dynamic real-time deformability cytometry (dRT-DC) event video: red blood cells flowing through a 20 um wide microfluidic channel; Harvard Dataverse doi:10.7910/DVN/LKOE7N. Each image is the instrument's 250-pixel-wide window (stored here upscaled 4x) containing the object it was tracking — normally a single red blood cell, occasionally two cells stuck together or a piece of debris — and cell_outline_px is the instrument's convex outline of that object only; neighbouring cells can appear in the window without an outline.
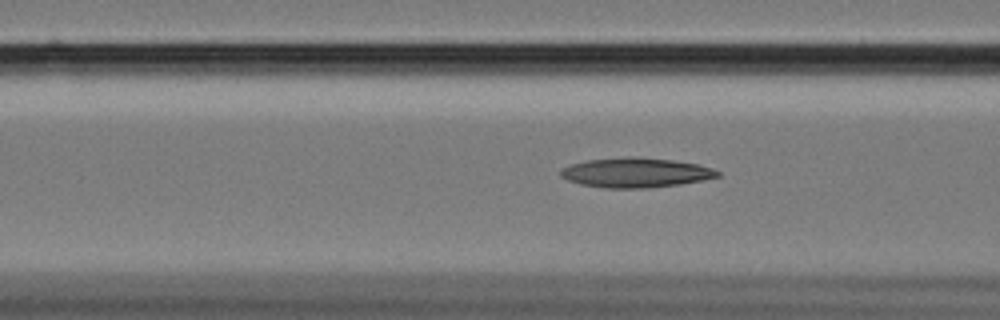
{"species": "Egyptian fruit bat (a non-hibernating species)", "species_latin": "Rousettus aegyptiacus", "temperature_condition": "cold", "stored_images_in_passage": 40, "camera_frame_rate_fps": 3000, "um_per_image_px": 0.085, "animal": {"sex": "female"}, "frame": {"image": 1, "passage_image": 5, "time_ms": 1.333, "image_size_px": [1000, 320], "cell_outline_px": [[720, 176], [704, 180], [680, 184], [648, 188], [604, 188], [580, 184], [568, 180], [560, 176], [560, 168], [572, 164], [588, 160], [632, 156], [672, 160], [696, 164], [712, 168], [720, 172]], "centroid_in_image_um": [54.02, 14.68], "position_along_channel_um": 112.6, "area_um2": 27.11}}
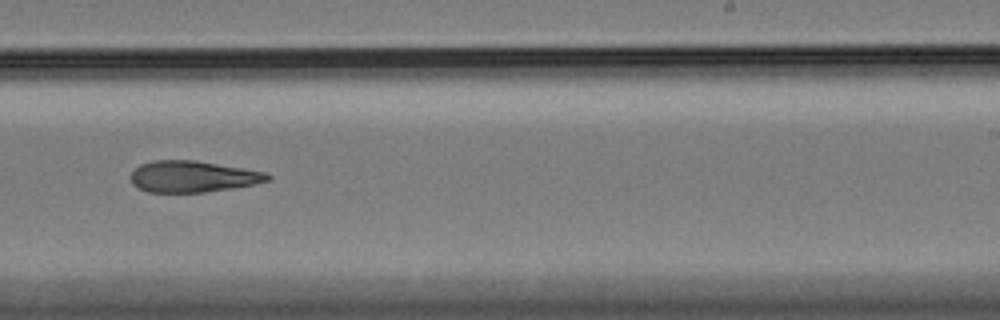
{"frame": {"image": 2, "passage_image": 19, "time_ms": 6.0, "image_size_px": [1000, 320], "cell_outline_px": [[272, 180], [256, 184], [232, 188], [204, 192], [148, 192], [132, 184], [132, 172], [140, 164], [152, 160], [196, 160], [264, 172], [272, 176]], "centroid_in_image_um": [16.4, 15.0], "position_along_channel_um": 272.6, "area_um2": 24.91}}
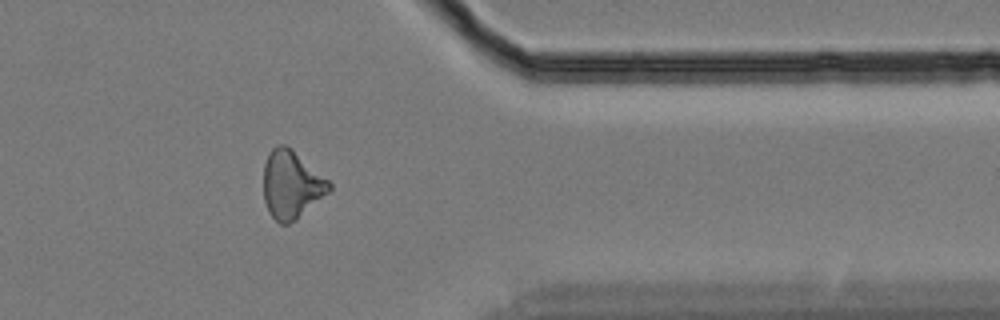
{"frame": {"image": 3, "passage_image": 30, "time_ms": 9.667, "image_size_px": [1000, 320], "cell_outline_px": [[332, 188], [328, 192], [296, 220], [288, 224], [280, 224], [268, 212], [264, 200], [264, 164], [268, 152], [276, 144], [284, 144], [292, 148], [328, 180], [332, 184]], "centroid_in_image_um": [24.75, 15.68], "position_along_channel_um": 386.7, "area_um2": 25.95}}